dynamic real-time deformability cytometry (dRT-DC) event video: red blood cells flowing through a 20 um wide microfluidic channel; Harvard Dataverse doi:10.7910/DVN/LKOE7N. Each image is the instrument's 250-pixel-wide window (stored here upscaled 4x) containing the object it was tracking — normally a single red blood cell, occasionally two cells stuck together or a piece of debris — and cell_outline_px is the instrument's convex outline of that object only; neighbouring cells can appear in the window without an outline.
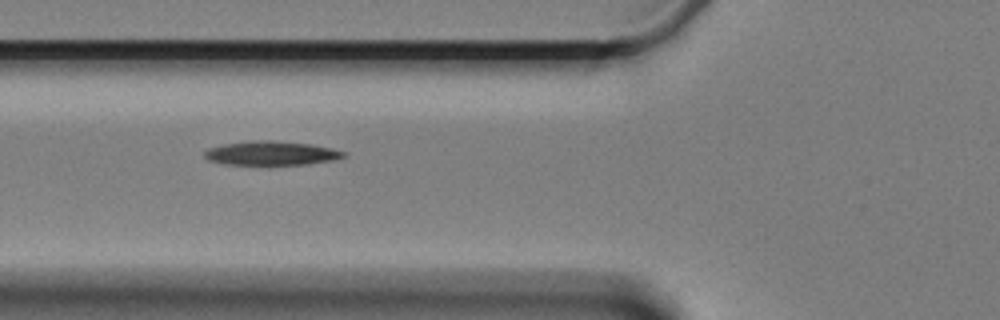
{"species": "Egyptian fruit bat (a non-hibernating species)", "species_latin": "Rousettus aegyptiacus", "temperature_condition": "cold", "stored_images_in_passage": 7, "camera_frame_rate_fps": 3000, "um_per_image_px": 0.085, "animal": {"sex": "female"}, "frame": {"image": 1, "passage_image": 7, "time_ms": 7.0, "image_size_px": [1000, 320], "cell_outline_px": [[348, 156], [336, 160], [308, 164], [268, 168], [224, 164], [208, 160], [204, 156], [204, 152], [208, 148], [224, 144], [248, 140], [272, 140], [312, 144], [332, 148], [344, 152]], "centroid_in_image_um": [23.06, 13.07], "position_along_channel_um": 102.7, "area_um2": 20.81}}